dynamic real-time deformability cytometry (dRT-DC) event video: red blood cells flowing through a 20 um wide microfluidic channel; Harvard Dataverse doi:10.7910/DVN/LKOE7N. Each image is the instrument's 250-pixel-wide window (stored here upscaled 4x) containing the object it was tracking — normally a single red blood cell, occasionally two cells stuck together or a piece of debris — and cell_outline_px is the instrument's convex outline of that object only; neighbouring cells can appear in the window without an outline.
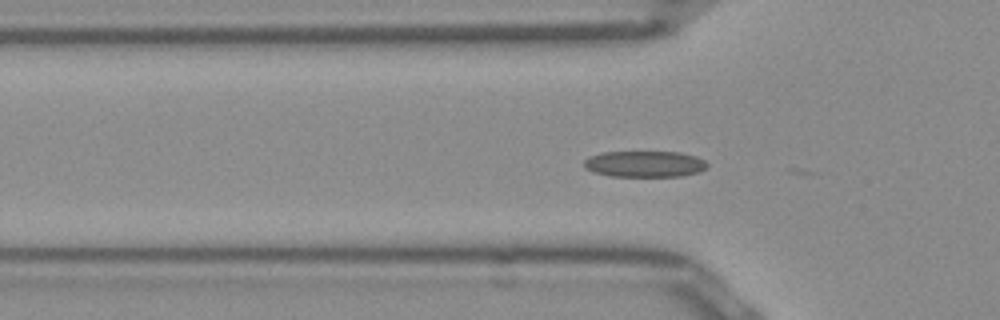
{"species": "Egyptian fruit bat (a non-hibernating species)", "species_latin": "Rousettus aegyptiacus", "temperature_condition": "room temperature", "stored_images_in_passage": 9, "camera_frame_rate_fps": 3000, "um_per_image_px": 0.085, "frame": {"image": 1, "passage_image": 6, "time_ms": 1.667, "image_size_px": [1000, 320], "cell_outline_px": [[708, 164], [700, 172], [680, 176], [612, 176], [592, 172], [584, 168], [584, 160], [588, 156], [604, 152], [680, 152], [696, 156], [704, 160]], "centroid_in_image_um": [54.77, 13.93], "position_along_channel_um": 71.0, "area_um2": 18.84}}